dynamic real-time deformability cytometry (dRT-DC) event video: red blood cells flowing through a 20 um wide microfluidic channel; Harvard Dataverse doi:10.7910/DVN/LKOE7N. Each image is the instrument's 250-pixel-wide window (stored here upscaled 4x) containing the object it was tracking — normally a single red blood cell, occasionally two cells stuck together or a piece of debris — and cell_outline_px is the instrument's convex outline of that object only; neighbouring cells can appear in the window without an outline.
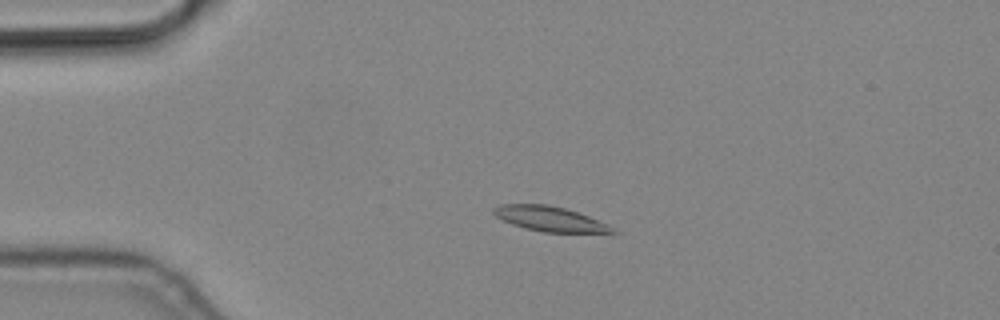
{"species": "common noctule bat (a hibernating species)", "species_latin": "Nyctalus noctula", "temperature_condition": "cold", "stored_images_in_passage": 4, "camera_frame_rate_fps": 3000, "um_per_image_px": 0.085, "animal": {"sex": "male", "body_mass_g": 19.2, "forearm_length_mm": 51.8}, "frame": {"image": 1, "passage_image": 3, "time_ms": 0.667, "image_size_px": [1000, 320], "cell_outline_px": [[620, 232], [544, 232], [524, 228], [512, 224], [496, 216], [492, 212], [492, 208], [500, 204], [548, 204], [564, 208], [588, 216], [608, 224]], "centroid_in_image_um": [46.7, 18.59], "position_along_channel_um": 38.3, "area_um2": 17.05}}